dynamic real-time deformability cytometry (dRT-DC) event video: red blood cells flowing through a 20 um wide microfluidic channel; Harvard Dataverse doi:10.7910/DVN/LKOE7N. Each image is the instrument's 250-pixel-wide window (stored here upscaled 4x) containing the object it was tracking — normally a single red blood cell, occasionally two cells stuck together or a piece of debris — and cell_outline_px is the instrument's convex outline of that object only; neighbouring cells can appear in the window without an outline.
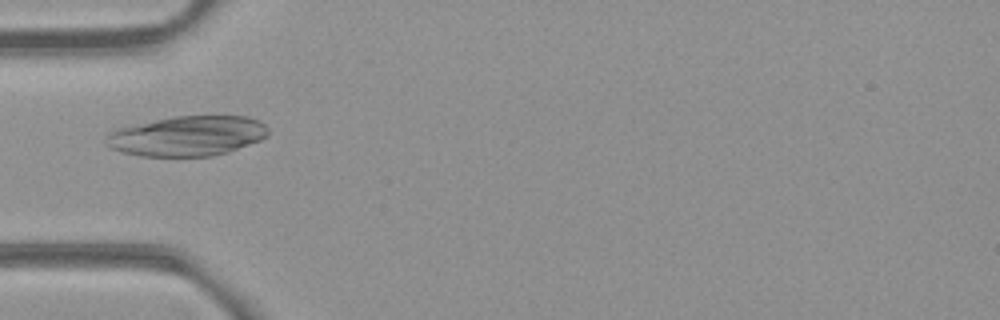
{"species": "common noctule bat (a hibernating species)", "species_latin": "Nyctalus noctula", "temperature_condition": "room temperature", "stored_images_in_passage": 54, "camera_frame_rate_fps": 3000, "um_per_image_px": 0.085, "animal": {"sex": "female", "body_mass_g": 21.9}, "frame": {"image": 1, "passage_image": 18, "time_ms": 5.667, "image_size_px": [1000, 320], "cell_outline_px": [[268, 136], [260, 140], [228, 152], [212, 156], [140, 156], [120, 152], [104, 144], [104, 136], [112, 128], [176, 116], [248, 116], [264, 124], [268, 128]], "centroid_in_image_um": [15.85, 11.56], "position_along_channel_um": 69.2, "area_um2": 38.15}}
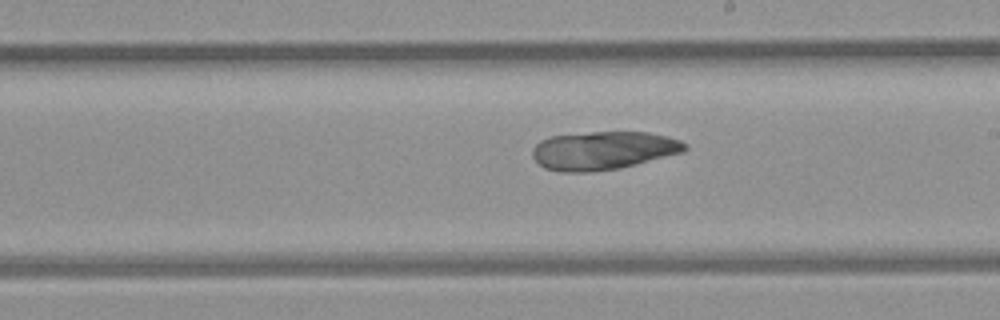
{"frame": {"image": 2, "passage_image": 31, "time_ms": 10.0, "image_size_px": [1000, 320], "cell_outline_px": [[688, 148], [684, 152], [620, 168], [588, 172], [560, 172], [544, 168], [532, 156], [532, 148], [540, 140], [548, 136], [592, 132], [648, 132], [680, 140], [688, 144]], "centroid_in_image_um": [51.26, 12.79], "position_along_channel_um": 237.7, "area_um2": 34.16}}
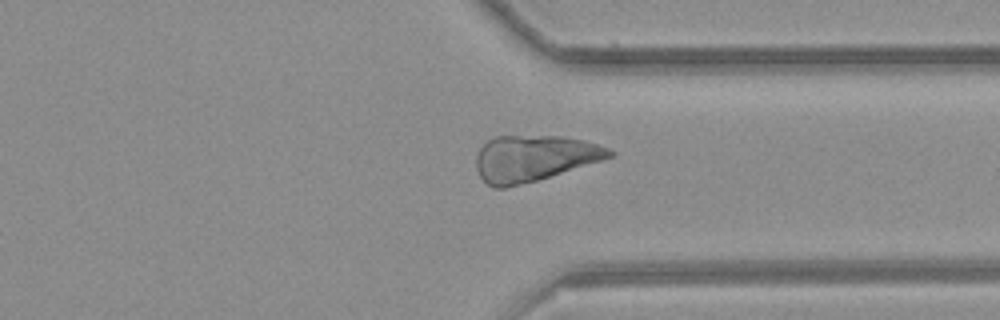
{"frame": {"image": 3, "passage_image": 41, "time_ms": 13.333, "image_size_px": [1000, 320], "cell_outline_px": [[616, 152], [612, 156], [600, 160], [536, 180], [504, 188], [492, 188], [480, 176], [476, 168], [476, 156], [480, 148], [488, 140], [496, 136], [560, 136], [580, 140], [596, 144], [608, 148]], "centroid_in_image_um": [45.33, 13.44], "position_along_channel_um": 366.1, "area_um2": 35.08}}